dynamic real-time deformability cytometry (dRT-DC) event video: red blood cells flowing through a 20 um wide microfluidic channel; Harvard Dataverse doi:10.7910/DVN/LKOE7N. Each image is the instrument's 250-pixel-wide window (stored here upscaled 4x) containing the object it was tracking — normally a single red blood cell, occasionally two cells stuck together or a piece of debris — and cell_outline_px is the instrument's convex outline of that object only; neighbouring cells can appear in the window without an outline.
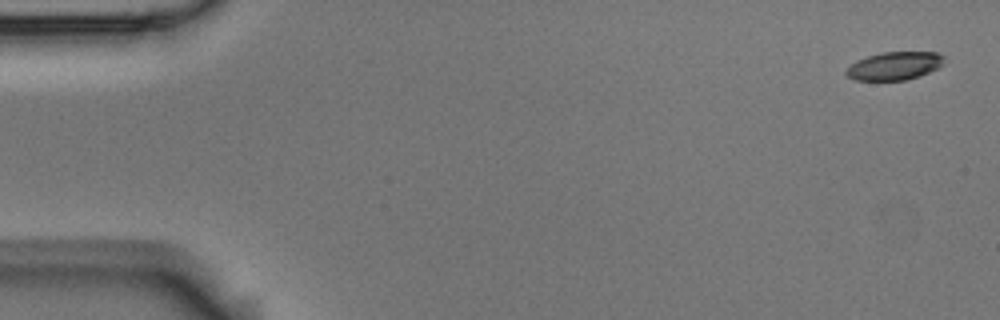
{"species": "Egyptian fruit bat (a non-hibernating species)", "species_latin": "Rousettus aegyptiacus", "temperature_condition": "room temperature", "stored_images_in_passage": 4, "camera_frame_rate_fps": 3000, "um_per_image_px": 0.085, "animal": {"sex": "male"}, "frame": {"image": 1, "passage_image": 1, "time_ms": 0.0, "image_size_px": [1000, 320], "cell_outline_px": [[944, 64], [940, 68], [920, 76], [904, 80], [856, 80], [848, 76], [844, 72], [856, 60], [868, 56], [884, 52], [936, 52], [944, 56]], "centroid_in_image_um": [76.08, 5.6], "position_along_channel_um": 8.9, "area_um2": 16.07}}
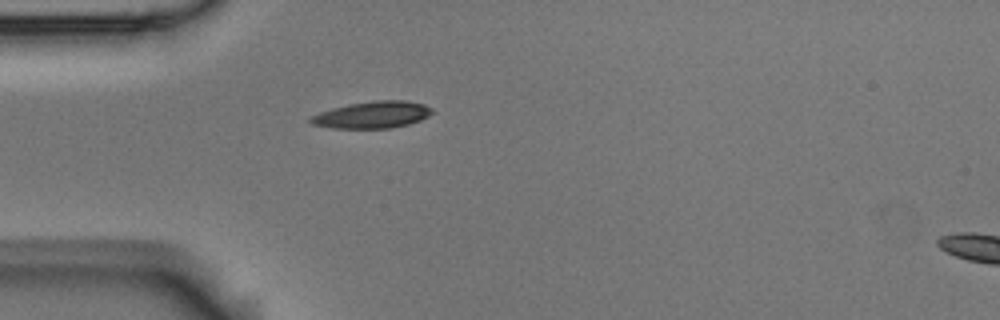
{"frame": {"image": 2, "passage_image": 4, "time_ms": 1.0, "image_size_px": [1000, 320], "cell_outline_px": [[432, 112], [428, 116], [420, 120], [408, 124], [392, 128], [332, 128], [312, 124], [308, 120], [312, 116], [320, 112], [332, 108], [352, 104], [376, 100], [404, 100], [424, 104], [432, 108]], "centroid_in_image_um": [31.66, 9.76], "position_along_channel_um": 53.3, "area_um2": 18.84}}